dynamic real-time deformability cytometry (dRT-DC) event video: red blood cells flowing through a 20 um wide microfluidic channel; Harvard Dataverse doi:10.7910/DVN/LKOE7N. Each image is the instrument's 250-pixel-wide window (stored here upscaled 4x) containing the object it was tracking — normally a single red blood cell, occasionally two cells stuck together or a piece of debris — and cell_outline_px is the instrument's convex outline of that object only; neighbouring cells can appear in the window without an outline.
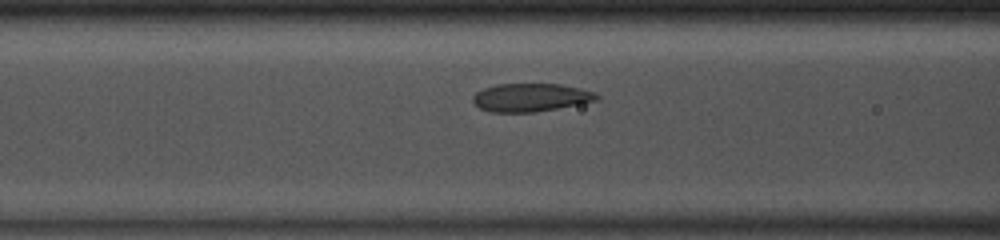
{"species": "common noctule bat (a hibernating species)", "species_latin": "Nyctalus noctula", "temperature_condition": "room temperature", "stored_images_in_passage": 32, "camera_frame_rate_fps": 3000, "um_per_image_px": 0.085, "animal": {"sex": "male", "body_mass_g": 13.0, "forearm_length_mm": 53.1}, "frame": {"image": 1, "passage_image": 6, "time_ms": 1.667, "image_size_px": [1000, 240], "cell_outline_px": [[600, 100], [536, 112], [492, 112], [480, 108], [472, 100], [472, 96], [476, 92], [484, 88], [496, 84], [560, 84], [580, 88], [592, 92], [600, 96]], "centroid_in_image_um": [45.11, 8.28], "position_along_channel_um": 121.5, "area_um2": 20.29}}
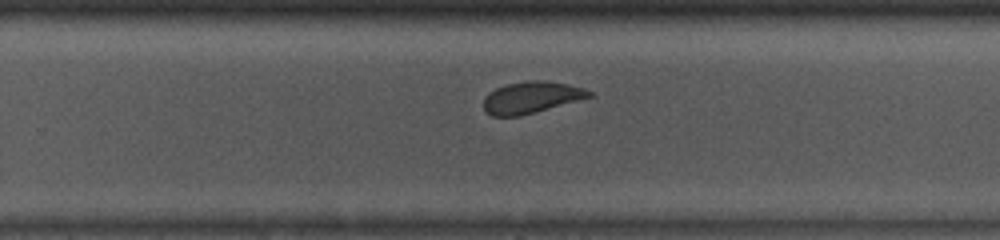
{"frame": {"image": 2, "passage_image": 18, "time_ms": 5.667, "image_size_px": [1000, 240], "cell_outline_px": [[596, 96], [520, 116], [492, 116], [484, 108], [484, 96], [488, 92], [496, 88], [508, 84], [528, 80], [544, 80], [568, 84], [584, 88], [592, 92]], "centroid_in_image_um": [45.2, 8.27], "position_along_channel_um": 284.6, "area_um2": 19.59}}
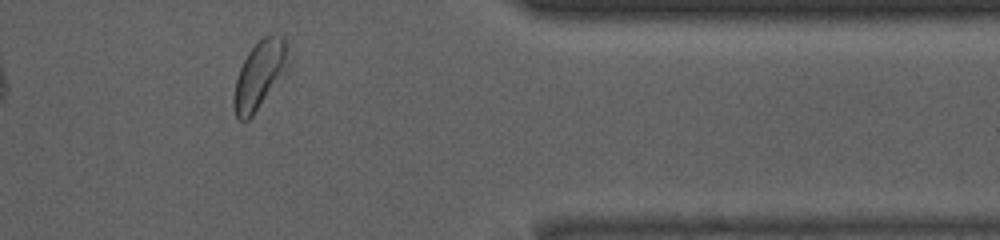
{"frame": {"image": 3, "passage_image": 27, "time_ms": 8.667, "image_size_px": [1000, 240], "cell_outline_px": [[288, 68], [252, 116], [248, 120], [240, 120], [236, 116], [232, 104], [232, 100], [236, 80], [240, 68], [248, 52], [264, 36], [276, 32], [284, 40]], "centroid_in_image_um": [22.02, 6.38], "position_along_channel_um": 389.4, "area_um2": 20.98}, "authors_computed_cell_mechanics": {"area_um2": 19.9988, "velocity_mm_per_s": 4.0857, "shape_relaxation_time_tau1_ms": null, "shape_relaxation_time_tau2_ms": 1.6531, "deformation_change_tau1": null, "deformation_change_tau2": 0.0516}}